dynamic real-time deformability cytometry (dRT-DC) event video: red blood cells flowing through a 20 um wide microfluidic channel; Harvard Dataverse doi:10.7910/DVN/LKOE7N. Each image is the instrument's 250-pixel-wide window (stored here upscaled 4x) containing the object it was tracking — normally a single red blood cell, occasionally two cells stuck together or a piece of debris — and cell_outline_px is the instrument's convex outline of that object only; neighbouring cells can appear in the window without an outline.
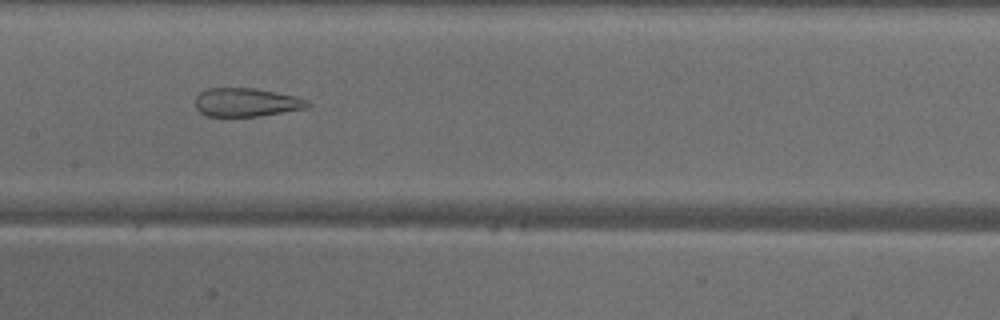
{"species": "common noctule bat (a hibernating species)", "species_latin": "Nyctalus noctula", "temperature_condition": "warm", "stored_images_in_passage": 43, "camera_frame_rate_fps": 3000, "um_per_image_px": 0.085, "animal": {"sex": "male", "body_mass_g": 18.8}, "frame": {"image": 1, "passage_image": 18, "time_ms": 5.667, "image_size_px": [1000, 320], "cell_outline_px": [[312, 104], [308, 108], [256, 116], [204, 116], [196, 108], [196, 96], [200, 92], [208, 88], [256, 88], [296, 96]], "centroid_in_image_um": [20.92, 8.69], "position_along_channel_um": 186.5, "area_um2": 18.61}}
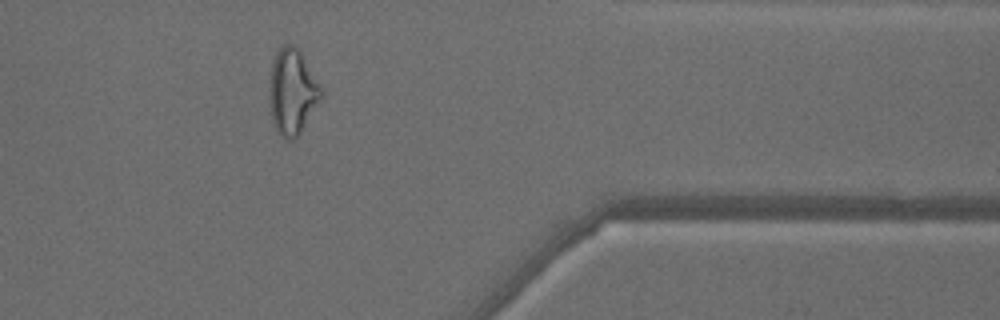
{"frame": {"image": 2, "passage_image": 34, "time_ms": 11.0, "image_size_px": [1000, 320], "cell_outline_px": [[324, 92], [320, 100], [300, 132], [292, 140], [288, 140], [276, 128], [268, 112], [268, 92], [272, 64], [276, 52], [284, 44], [292, 44], [300, 48], [324, 88]], "centroid_in_image_um": [24.85, 7.73], "position_along_channel_um": 386.5, "area_um2": 26.3}}
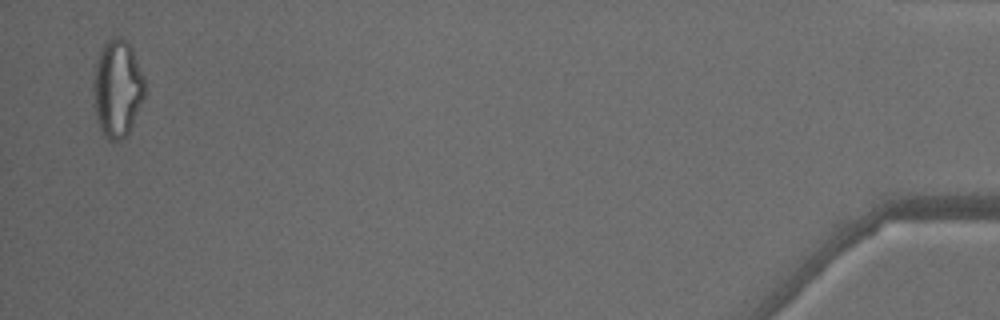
{"frame": {"image": 3, "passage_image": 42, "time_ms": 13.667, "image_size_px": [1000, 320], "cell_outline_px": [[148, 92], [128, 136], [112, 144], [104, 136], [100, 128], [96, 116], [92, 88], [92, 80], [96, 60], [100, 48], [104, 40], [112, 36], [120, 36], [128, 40], [144, 76]], "centroid_in_image_um": [9.99, 7.51], "position_along_channel_um": 425.2, "area_um2": 30.58}, "authors_computed_cell_mechanics": {"area_um2": 25.2008, "velocity_mm_per_s": 4.1436, "shape_relaxation_time_tau1_ms": null, "shape_relaxation_time_tau2_ms": 1.575, "deformation_change_tau1": null, "deformation_change_tau2": 0.1154}}